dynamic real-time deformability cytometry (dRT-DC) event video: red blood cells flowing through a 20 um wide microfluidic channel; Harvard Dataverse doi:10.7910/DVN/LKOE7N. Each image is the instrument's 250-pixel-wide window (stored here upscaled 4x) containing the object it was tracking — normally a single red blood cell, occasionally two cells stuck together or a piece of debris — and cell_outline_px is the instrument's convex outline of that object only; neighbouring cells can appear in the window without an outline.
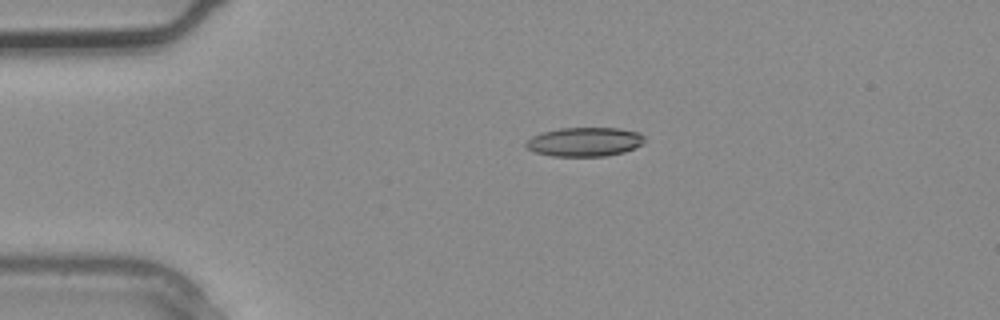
{"species": "common noctule bat (a hibernating species)", "species_latin": "Nyctalus noctula", "temperature_condition": "warm", "stored_images_in_passage": 2, "camera_frame_rate_fps": 3000, "um_per_image_px": 0.085, "animal": {"sex": "male", "body_mass_g": 20.4}, "frame": {"image": 1, "passage_image": 1, "time_ms": 0.0, "image_size_px": [1000, 320], "cell_outline_px": [[644, 140], [640, 144], [624, 152], [604, 156], [552, 156], [536, 152], [528, 148], [524, 144], [524, 140], [540, 132], [560, 128], [620, 128], [640, 132], [644, 136]], "centroid_in_image_um": [49.65, 12.04], "position_along_channel_um": 35.4, "area_um2": 20.11}}